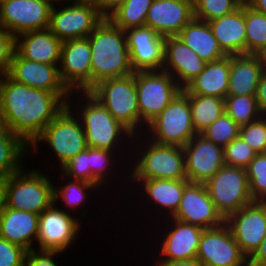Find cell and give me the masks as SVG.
<instances>
[{
  "label": "cell",
  "instance_id": "e0dca14e",
  "mask_svg": "<svg viewBox=\"0 0 266 266\" xmlns=\"http://www.w3.org/2000/svg\"><path fill=\"white\" fill-rule=\"evenodd\" d=\"M183 153L189 182L205 184L225 165L223 147L201 134H196L183 146Z\"/></svg>",
  "mask_w": 266,
  "mask_h": 266
},
{
  "label": "cell",
  "instance_id": "d4e9b609",
  "mask_svg": "<svg viewBox=\"0 0 266 266\" xmlns=\"http://www.w3.org/2000/svg\"><path fill=\"white\" fill-rule=\"evenodd\" d=\"M62 41L48 28L22 33L15 37V51L30 61L60 65Z\"/></svg>",
  "mask_w": 266,
  "mask_h": 266
},
{
  "label": "cell",
  "instance_id": "8d00e7d4",
  "mask_svg": "<svg viewBox=\"0 0 266 266\" xmlns=\"http://www.w3.org/2000/svg\"><path fill=\"white\" fill-rule=\"evenodd\" d=\"M224 107L225 113L239 126L247 125L262 116L256 95H227Z\"/></svg>",
  "mask_w": 266,
  "mask_h": 266
},
{
  "label": "cell",
  "instance_id": "f35d334b",
  "mask_svg": "<svg viewBox=\"0 0 266 266\" xmlns=\"http://www.w3.org/2000/svg\"><path fill=\"white\" fill-rule=\"evenodd\" d=\"M239 133L240 126L226 113H223L200 134L214 144L224 148L235 138L239 137Z\"/></svg>",
  "mask_w": 266,
  "mask_h": 266
},
{
  "label": "cell",
  "instance_id": "484cf974",
  "mask_svg": "<svg viewBox=\"0 0 266 266\" xmlns=\"http://www.w3.org/2000/svg\"><path fill=\"white\" fill-rule=\"evenodd\" d=\"M39 214L4 207L0 214V237L24 248L36 250Z\"/></svg>",
  "mask_w": 266,
  "mask_h": 266
},
{
  "label": "cell",
  "instance_id": "c3c4849f",
  "mask_svg": "<svg viewBox=\"0 0 266 266\" xmlns=\"http://www.w3.org/2000/svg\"><path fill=\"white\" fill-rule=\"evenodd\" d=\"M258 107L262 115L266 116V73L263 72L256 91Z\"/></svg>",
  "mask_w": 266,
  "mask_h": 266
},
{
  "label": "cell",
  "instance_id": "5b68a950",
  "mask_svg": "<svg viewBox=\"0 0 266 266\" xmlns=\"http://www.w3.org/2000/svg\"><path fill=\"white\" fill-rule=\"evenodd\" d=\"M55 182L40 169L24 166L3 182L5 207L40 215L54 203Z\"/></svg>",
  "mask_w": 266,
  "mask_h": 266
},
{
  "label": "cell",
  "instance_id": "836d02e7",
  "mask_svg": "<svg viewBox=\"0 0 266 266\" xmlns=\"http://www.w3.org/2000/svg\"><path fill=\"white\" fill-rule=\"evenodd\" d=\"M246 54L266 52V14L254 10L245 2Z\"/></svg>",
  "mask_w": 266,
  "mask_h": 266
},
{
  "label": "cell",
  "instance_id": "e575fe53",
  "mask_svg": "<svg viewBox=\"0 0 266 266\" xmlns=\"http://www.w3.org/2000/svg\"><path fill=\"white\" fill-rule=\"evenodd\" d=\"M116 155V156H115ZM117 157V159H116ZM117 152L109 151L104 149H97L89 147V162L91 169V183L97 185L99 189H102L106 186V184H112L111 178L114 176V169L117 168L116 165L120 164L123 166V169L128 166L122 165L121 163H117L118 160L120 162L123 160L119 158ZM116 159V160H115ZM115 161V163H114ZM114 165V166H113ZM125 166V167H124ZM115 167V168H114ZM113 168V170H111ZM113 171V172H111ZM112 174V175H110ZM110 175V176H109ZM109 177H111L109 179ZM110 180L111 183H108ZM104 184V185H103Z\"/></svg>",
  "mask_w": 266,
  "mask_h": 266
},
{
  "label": "cell",
  "instance_id": "7dc6e473",
  "mask_svg": "<svg viewBox=\"0 0 266 266\" xmlns=\"http://www.w3.org/2000/svg\"><path fill=\"white\" fill-rule=\"evenodd\" d=\"M125 1L126 0H101L98 11L104 19H108Z\"/></svg>",
  "mask_w": 266,
  "mask_h": 266
},
{
  "label": "cell",
  "instance_id": "8fae6325",
  "mask_svg": "<svg viewBox=\"0 0 266 266\" xmlns=\"http://www.w3.org/2000/svg\"><path fill=\"white\" fill-rule=\"evenodd\" d=\"M53 203L39 215L36 250L65 252L78 240L82 223ZM76 217V218H75ZM38 246V247H37Z\"/></svg>",
  "mask_w": 266,
  "mask_h": 266
},
{
  "label": "cell",
  "instance_id": "9c48e42d",
  "mask_svg": "<svg viewBox=\"0 0 266 266\" xmlns=\"http://www.w3.org/2000/svg\"><path fill=\"white\" fill-rule=\"evenodd\" d=\"M196 134L189 99L182 91L146 126L144 131V135L156 143L182 147Z\"/></svg>",
  "mask_w": 266,
  "mask_h": 266
},
{
  "label": "cell",
  "instance_id": "f907efd6",
  "mask_svg": "<svg viewBox=\"0 0 266 266\" xmlns=\"http://www.w3.org/2000/svg\"><path fill=\"white\" fill-rule=\"evenodd\" d=\"M154 264L155 266H202L196 258L180 261L157 259Z\"/></svg>",
  "mask_w": 266,
  "mask_h": 266
},
{
  "label": "cell",
  "instance_id": "83f0119b",
  "mask_svg": "<svg viewBox=\"0 0 266 266\" xmlns=\"http://www.w3.org/2000/svg\"><path fill=\"white\" fill-rule=\"evenodd\" d=\"M264 65L261 55H230L227 95H256Z\"/></svg>",
  "mask_w": 266,
  "mask_h": 266
},
{
  "label": "cell",
  "instance_id": "30bf717a",
  "mask_svg": "<svg viewBox=\"0 0 266 266\" xmlns=\"http://www.w3.org/2000/svg\"><path fill=\"white\" fill-rule=\"evenodd\" d=\"M205 186L216 210L224 219L253 202L244 168L225 164Z\"/></svg>",
  "mask_w": 266,
  "mask_h": 266
},
{
  "label": "cell",
  "instance_id": "680465c9",
  "mask_svg": "<svg viewBox=\"0 0 266 266\" xmlns=\"http://www.w3.org/2000/svg\"><path fill=\"white\" fill-rule=\"evenodd\" d=\"M4 74L0 71V86H1V82L3 80Z\"/></svg>",
  "mask_w": 266,
  "mask_h": 266
},
{
  "label": "cell",
  "instance_id": "4316f807",
  "mask_svg": "<svg viewBox=\"0 0 266 266\" xmlns=\"http://www.w3.org/2000/svg\"><path fill=\"white\" fill-rule=\"evenodd\" d=\"M208 24L227 56L246 54L245 1L235 11Z\"/></svg>",
  "mask_w": 266,
  "mask_h": 266
},
{
  "label": "cell",
  "instance_id": "4dcf8cb0",
  "mask_svg": "<svg viewBox=\"0 0 266 266\" xmlns=\"http://www.w3.org/2000/svg\"><path fill=\"white\" fill-rule=\"evenodd\" d=\"M29 147L16 135L6 130L0 136V181L18 172L23 166L22 160L28 157Z\"/></svg>",
  "mask_w": 266,
  "mask_h": 266
},
{
  "label": "cell",
  "instance_id": "d590c367",
  "mask_svg": "<svg viewBox=\"0 0 266 266\" xmlns=\"http://www.w3.org/2000/svg\"><path fill=\"white\" fill-rule=\"evenodd\" d=\"M153 0H126L108 19L123 31L145 26L146 16Z\"/></svg>",
  "mask_w": 266,
  "mask_h": 266
},
{
  "label": "cell",
  "instance_id": "d6986e66",
  "mask_svg": "<svg viewBox=\"0 0 266 266\" xmlns=\"http://www.w3.org/2000/svg\"><path fill=\"white\" fill-rule=\"evenodd\" d=\"M171 218L203 229L218 227L225 222L216 210L205 184L193 182L185 186L179 208Z\"/></svg>",
  "mask_w": 266,
  "mask_h": 266
},
{
  "label": "cell",
  "instance_id": "ee69618b",
  "mask_svg": "<svg viewBox=\"0 0 266 266\" xmlns=\"http://www.w3.org/2000/svg\"><path fill=\"white\" fill-rule=\"evenodd\" d=\"M27 251L0 237V266H25Z\"/></svg>",
  "mask_w": 266,
  "mask_h": 266
},
{
  "label": "cell",
  "instance_id": "5bb4252c",
  "mask_svg": "<svg viewBox=\"0 0 266 266\" xmlns=\"http://www.w3.org/2000/svg\"><path fill=\"white\" fill-rule=\"evenodd\" d=\"M196 259L202 266H248L247 257L225 222L203 230Z\"/></svg>",
  "mask_w": 266,
  "mask_h": 266
},
{
  "label": "cell",
  "instance_id": "60d3db41",
  "mask_svg": "<svg viewBox=\"0 0 266 266\" xmlns=\"http://www.w3.org/2000/svg\"><path fill=\"white\" fill-rule=\"evenodd\" d=\"M225 164L246 168L257 155L240 136L235 138L223 148Z\"/></svg>",
  "mask_w": 266,
  "mask_h": 266
},
{
  "label": "cell",
  "instance_id": "7a4b0ae2",
  "mask_svg": "<svg viewBox=\"0 0 266 266\" xmlns=\"http://www.w3.org/2000/svg\"><path fill=\"white\" fill-rule=\"evenodd\" d=\"M70 96H72V99L69 98L67 106L77 114L76 116L80 119L86 135L87 146L97 149L117 151L118 155L123 158L124 164L129 166V164L125 163V160L127 159L126 157L131 155L130 149L132 143L130 142H132L131 139H133L134 135L125 126L118 122L89 92H75V94L74 92H71ZM73 96L74 98L75 96H78L77 99H74L77 101L75 105L74 102L71 101L73 100ZM81 102L83 104H81ZM118 147L120 150H118ZM122 150L125 151V153ZM123 153L125 157L123 156Z\"/></svg>",
  "mask_w": 266,
  "mask_h": 266
},
{
  "label": "cell",
  "instance_id": "db71d44e",
  "mask_svg": "<svg viewBox=\"0 0 266 266\" xmlns=\"http://www.w3.org/2000/svg\"><path fill=\"white\" fill-rule=\"evenodd\" d=\"M5 207V192H4V184L0 181V214L4 210Z\"/></svg>",
  "mask_w": 266,
  "mask_h": 266
},
{
  "label": "cell",
  "instance_id": "1f68e13d",
  "mask_svg": "<svg viewBox=\"0 0 266 266\" xmlns=\"http://www.w3.org/2000/svg\"><path fill=\"white\" fill-rule=\"evenodd\" d=\"M181 91L189 99L192 121L197 134L225 113L223 98L189 94L184 88Z\"/></svg>",
  "mask_w": 266,
  "mask_h": 266
},
{
  "label": "cell",
  "instance_id": "7bdbcfd3",
  "mask_svg": "<svg viewBox=\"0 0 266 266\" xmlns=\"http://www.w3.org/2000/svg\"><path fill=\"white\" fill-rule=\"evenodd\" d=\"M60 172L70 179L83 180L91 183V169L89 162V147L74 156L61 169Z\"/></svg>",
  "mask_w": 266,
  "mask_h": 266
},
{
  "label": "cell",
  "instance_id": "9a60e30c",
  "mask_svg": "<svg viewBox=\"0 0 266 266\" xmlns=\"http://www.w3.org/2000/svg\"><path fill=\"white\" fill-rule=\"evenodd\" d=\"M225 223L242 253L249 259L266 235V202L253 201L230 214Z\"/></svg>",
  "mask_w": 266,
  "mask_h": 266
},
{
  "label": "cell",
  "instance_id": "3957f363",
  "mask_svg": "<svg viewBox=\"0 0 266 266\" xmlns=\"http://www.w3.org/2000/svg\"><path fill=\"white\" fill-rule=\"evenodd\" d=\"M91 50V88L98 82L134 73L125 32L104 19L86 38Z\"/></svg>",
  "mask_w": 266,
  "mask_h": 266
},
{
  "label": "cell",
  "instance_id": "ab89813d",
  "mask_svg": "<svg viewBox=\"0 0 266 266\" xmlns=\"http://www.w3.org/2000/svg\"><path fill=\"white\" fill-rule=\"evenodd\" d=\"M251 198L266 202V153H260L245 168Z\"/></svg>",
  "mask_w": 266,
  "mask_h": 266
},
{
  "label": "cell",
  "instance_id": "f6af8a7d",
  "mask_svg": "<svg viewBox=\"0 0 266 266\" xmlns=\"http://www.w3.org/2000/svg\"><path fill=\"white\" fill-rule=\"evenodd\" d=\"M15 52V37L0 28V71L8 74L11 66L12 56Z\"/></svg>",
  "mask_w": 266,
  "mask_h": 266
},
{
  "label": "cell",
  "instance_id": "ac0fdd59",
  "mask_svg": "<svg viewBox=\"0 0 266 266\" xmlns=\"http://www.w3.org/2000/svg\"><path fill=\"white\" fill-rule=\"evenodd\" d=\"M8 75L18 83L56 93L66 104L71 92L60 78L59 65H49L22 58L16 51Z\"/></svg>",
  "mask_w": 266,
  "mask_h": 266
},
{
  "label": "cell",
  "instance_id": "f1b7e54d",
  "mask_svg": "<svg viewBox=\"0 0 266 266\" xmlns=\"http://www.w3.org/2000/svg\"><path fill=\"white\" fill-rule=\"evenodd\" d=\"M230 75V56L206 62L204 69L184 89L193 95L215 96L225 99Z\"/></svg>",
  "mask_w": 266,
  "mask_h": 266
},
{
  "label": "cell",
  "instance_id": "4fadbf2b",
  "mask_svg": "<svg viewBox=\"0 0 266 266\" xmlns=\"http://www.w3.org/2000/svg\"><path fill=\"white\" fill-rule=\"evenodd\" d=\"M104 20L97 8L69 2L51 10L48 29L62 42L87 38Z\"/></svg>",
  "mask_w": 266,
  "mask_h": 266
},
{
  "label": "cell",
  "instance_id": "7402d4cb",
  "mask_svg": "<svg viewBox=\"0 0 266 266\" xmlns=\"http://www.w3.org/2000/svg\"><path fill=\"white\" fill-rule=\"evenodd\" d=\"M193 18V0H153L145 26L163 37L177 36Z\"/></svg>",
  "mask_w": 266,
  "mask_h": 266
},
{
  "label": "cell",
  "instance_id": "7c38bea8",
  "mask_svg": "<svg viewBox=\"0 0 266 266\" xmlns=\"http://www.w3.org/2000/svg\"><path fill=\"white\" fill-rule=\"evenodd\" d=\"M52 7L46 0H0V28L14 37L47 29Z\"/></svg>",
  "mask_w": 266,
  "mask_h": 266
},
{
  "label": "cell",
  "instance_id": "44dd1931",
  "mask_svg": "<svg viewBox=\"0 0 266 266\" xmlns=\"http://www.w3.org/2000/svg\"><path fill=\"white\" fill-rule=\"evenodd\" d=\"M163 219L165 220L161 219L162 224L163 221H167L164 225L166 229L164 228L163 232L162 227L160 229L162 234H159L161 238L158 241L161 246L158 247L161 248H158L159 254L155 259L180 261L196 258L200 236L204 229L171 217L167 219L163 217Z\"/></svg>",
  "mask_w": 266,
  "mask_h": 266
},
{
  "label": "cell",
  "instance_id": "ba28073f",
  "mask_svg": "<svg viewBox=\"0 0 266 266\" xmlns=\"http://www.w3.org/2000/svg\"><path fill=\"white\" fill-rule=\"evenodd\" d=\"M139 107V135L165 109L182 88L163 70L134 72ZM143 127V128H142ZM141 130V131H140Z\"/></svg>",
  "mask_w": 266,
  "mask_h": 266
},
{
  "label": "cell",
  "instance_id": "6da1fadb",
  "mask_svg": "<svg viewBox=\"0 0 266 266\" xmlns=\"http://www.w3.org/2000/svg\"><path fill=\"white\" fill-rule=\"evenodd\" d=\"M67 104L54 92L29 87L5 74L0 86V120L28 147Z\"/></svg>",
  "mask_w": 266,
  "mask_h": 266
},
{
  "label": "cell",
  "instance_id": "8992f818",
  "mask_svg": "<svg viewBox=\"0 0 266 266\" xmlns=\"http://www.w3.org/2000/svg\"><path fill=\"white\" fill-rule=\"evenodd\" d=\"M43 142L54 152L53 158L60 163L59 169L88 147L81 121L68 106L46 126L29 147V155L35 154Z\"/></svg>",
  "mask_w": 266,
  "mask_h": 266
},
{
  "label": "cell",
  "instance_id": "cb8c5ba5",
  "mask_svg": "<svg viewBox=\"0 0 266 266\" xmlns=\"http://www.w3.org/2000/svg\"><path fill=\"white\" fill-rule=\"evenodd\" d=\"M205 65L206 62L177 36L165 37L162 70L170 73L182 89L204 69Z\"/></svg>",
  "mask_w": 266,
  "mask_h": 266
},
{
  "label": "cell",
  "instance_id": "6f0895ef",
  "mask_svg": "<svg viewBox=\"0 0 266 266\" xmlns=\"http://www.w3.org/2000/svg\"><path fill=\"white\" fill-rule=\"evenodd\" d=\"M264 65V72L266 73V52L261 55Z\"/></svg>",
  "mask_w": 266,
  "mask_h": 266
},
{
  "label": "cell",
  "instance_id": "b9f144b4",
  "mask_svg": "<svg viewBox=\"0 0 266 266\" xmlns=\"http://www.w3.org/2000/svg\"><path fill=\"white\" fill-rule=\"evenodd\" d=\"M239 136L255 150L257 154L266 153V116L262 115L255 121L240 126Z\"/></svg>",
  "mask_w": 266,
  "mask_h": 266
},
{
  "label": "cell",
  "instance_id": "ffe728a7",
  "mask_svg": "<svg viewBox=\"0 0 266 266\" xmlns=\"http://www.w3.org/2000/svg\"><path fill=\"white\" fill-rule=\"evenodd\" d=\"M124 32L133 71L162 70L165 37L148 26L129 28Z\"/></svg>",
  "mask_w": 266,
  "mask_h": 266
},
{
  "label": "cell",
  "instance_id": "2e32d148",
  "mask_svg": "<svg viewBox=\"0 0 266 266\" xmlns=\"http://www.w3.org/2000/svg\"><path fill=\"white\" fill-rule=\"evenodd\" d=\"M59 74L70 92L91 89V50L86 38L62 42Z\"/></svg>",
  "mask_w": 266,
  "mask_h": 266
},
{
  "label": "cell",
  "instance_id": "f546056e",
  "mask_svg": "<svg viewBox=\"0 0 266 266\" xmlns=\"http://www.w3.org/2000/svg\"><path fill=\"white\" fill-rule=\"evenodd\" d=\"M177 37L205 62H214L227 56L220 48L206 21L193 18L177 34Z\"/></svg>",
  "mask_w": 266,
  "mask_h": 266
},
{
  "label": "cell",
  "instance_id": "816d5d0a",
  "mask_svg": "<svg viewBox=\"0 0 266 266\" xmlns=\"http://www.w3.org/2000/svg\"><path fill=\"white\" fill-rule=\"evenodd\" d=\"M254 10L266 14V0H244Z\"/></svg>",
  "mask_w": 266,
  "mask_h": 266
},
{
  "label": "cell",
  "instance_id": "681fc988",
  "mask_svg": "<svg viewBox=\"0 0 266 266\" xmlns=\"http://www.w3.org/2000/svg\"><path fill=\"white\" fill-rule=\"evenodd\" d=\"M248 266H266V235L258 249L248 259Z\"/></svg>",
  "mask_w": 266,
  "mask_h": 266
},
{
  "label": "cell",
  "instance_id": "11a10c76",
  "mask_svg": "<svg viewBox=\"0 0 266 266\" xmlns=\"http://www.w3.org/2000/svg\"><path fill=\"white\" fill-rule=\"evenodd\" d=\"M47 2H49L52 6H54V4L57 6V5H61V4H65V2H66V4L70 1H74V0H46ZM60 3V4H59Z\"/></svg>",
  "mask_w": 266,
  "mask_h": 266
},
{
  "label": "cell",
  "instance_id": "277c9868",
  "mask_svg": "<svg viewBox=\"0 0 266 266\" xmlns=\"http://www.w3.org/2000/svg\"><path fill=\"white\" fill-rule=\"evenodd\" d=\"M131 143L134 144L131 145L130 155L133 158H128L130 160H126V163H131L129 167L132 168L128 170L129 176L124 173L123 177L126 175L127 179H187L182 146L156 143L144 133L133 136Z\"/></svg>",
  "mask_w": 266,
  "mask_h": 266
},
{
  "label": "cell",
  "instance_id": "9f6ffc18",
  "mask_svg": "<svg viewBox=\"0 0 266 266\" xmlns=\"http://www.w3.org/2000/svg\"><path fill=\"white\" fill-rule=\"evenodd\" d=\"M6 126L3 124V122L0 120V136L6 131Z\"/></svg>",
  "mask_w": 266,
  "mask_h": 266
},
{
  "label": "cell",
  "instance_id": "bcb514c9",
  "mask_svg": "<svg viewBox=\"0 0 266 266\" xmlns=\"http://www.w3.org/2000/svg\"><path fill=\"white\" fill-rule=\"evenodd\" d=\"M62 253L60 251H28L25 257V266H58L60 264L55 262L54 257Z\"/></svg>",
  "mask_w": 266,
  "mask_h": 266
},
{
  "label": "cell",
  "instance_id": "52a82bcc",
  "mask_svg": "<svg viewBox=\"0 0 266 266\" xmlns=\"http://www.w3.org/2000/svg\"><path fill=\"white\" fill-rule=\"evenodd\" d=\"M88 92L134 136L139 135V107L134 73L102 80Z\"/></svg>",
  "mask_w": 266,
  "mask_h": 266
},
{
  "label": "cell",
  "instance_id": "d6a6232c",
  "mask_svg": "<svg viewBox=\"0 0 266 266\" xmlns=\"http://www.w3.org/2000/svg\"><path fill=\"white\" fill-rule=\"evenodd\" d=\"M59 176H61L59 179L61 181V185L60 182L58 181V185H54V203L57 202H63V204L61 203V205H59L62 210H64L65 212L68 213H73L74 211H78L80 207H85V202L86 200L90 199L86 196H89L88 192L90 190V192L95 191V189H97V191H99V187L93 183H89L83 180H77V179H70L65 177L64 175L62 176V173L60 172ZM69 179L68 182L67 180L65 181L66 184L64 185V183L62 184V181L64 179ZM84 205V206H83ZM65 208V209H63ZM69 210H68V209ZM67 209V211H66ZM72 210V211H71Z\"/></svg>",
  "mask_w": 266,
  "mask_h": 266
},
{
  "label": "cell",
  "instance_id": "f5cc1de1",
  "mask_svg": "<svg viewBox=\"0 0 266 266\" xmlns=\"http://www.w3.org/2000/svg\"><path fill=\"white\" fill-rule=\"evenodd\" d=\"M75 3L93 6L95 8H99L101 5V0H74Z\"/></svg>",
  "mask_w": 266,
  "mask_h": 266
},
{
  "label": "cell",
  "instance_id": "603a6c76",
  "mask_svg": "<svg viewBox=\"0 0 266 266\" xmlns=\"http://www.w3.org/2000/svg\"><path fill=\"white\" fill-rule=\"evenodd\" d=\"M125 179V183L130 182L136 184V189L139 190L140 196L144 197L153 209H160L155 217H160L161 213H165V218L172 217L179 208L182 193L185 186L189 183L187 179L171 180V179ZM137 182V183H136ZM139 183V184H138ZM138 185L140 187H138ZM140 188V189H139ZM143 193V194H142ZM146 196V197H145ZM151 201V202H150ZM150 202V203H149ZM154 204V205H153ZM167 211V212H166ZM161 212V213H160ZM159 215H158V214ZM168 213V214H167ZM167 215V217H166Z\"/></svg>",
  "mask_w": 266,
  "mask_h": 266
},
{
  "label": "cell",
  "instance_id": "74e56055",
  "mask_svg": "<svg viewBox=\"0 0 266 266\" xmlns=\"http://www.w3.org/2000/svg\"><path fill=\"white\" fill-rule=\"evenodd\" d=\"M244 0H193L194 18L210 22L235 11Z\"/></svg>",
  "mask_w": 266,
  "mask_h": 266
}]
</instances>
